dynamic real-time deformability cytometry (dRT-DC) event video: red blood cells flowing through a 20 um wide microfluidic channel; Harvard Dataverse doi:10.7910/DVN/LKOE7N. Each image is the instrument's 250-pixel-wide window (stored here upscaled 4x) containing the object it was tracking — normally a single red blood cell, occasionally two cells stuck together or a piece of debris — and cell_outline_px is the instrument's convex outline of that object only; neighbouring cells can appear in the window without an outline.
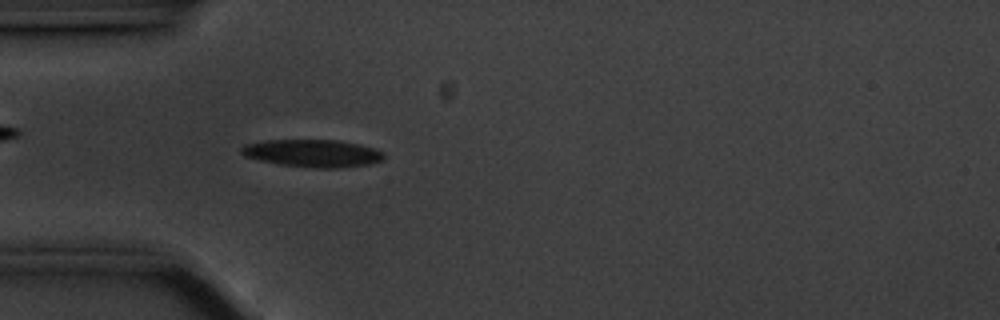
{"species": "common noctule bat (a hibernating species)", "species_latin": "Nyctalus noctula", "temperature_condition": "cold", "stored_images_in_passage": 55, "camera_frame_rate_fps": 3000, "um_per_image_px": 0.085, "animal": {"sex": "male", "body_mass_g": 20.1, "forearm_length_mm": 53.5}, "frame": {"image": 1, "passage_image": 15, "time_ms": 4.667, "image_size_px": [1000, 320], "cell_outline_px": [[384, 160], [368, 164], [340, 168], [316, 168], [280, 164], [260, 160], [244, 156], [240, 152], [240, 148], [244, 144], [264, 140], [340, 140], [360, 144], [376, 148], [384, 152]], "centroid_in_image_um": [26.6, 13.02], "position_along_channel_um": 58.4, "area_um2": 23.06}}
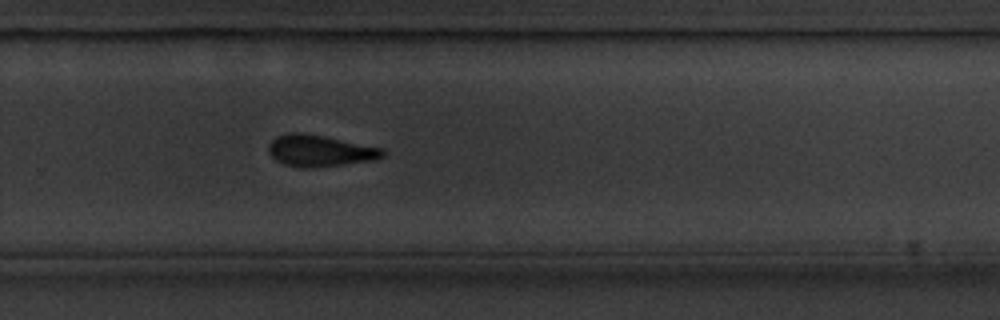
{"frame": {"image": 2, "passage_image": 36, "time_ms": 11.667, "image_size_px": [1000, 320], "cell_outline_px": [[384, 156], [376, 160], [312, 168], [300, 168], [284, 164], [276, 160], [268, 152], [268, 144], [276, 136], [288, 132], [300, 132], [324, 136], [384, 148]], "centroid_in_image_um": [27.18, 12.81], "position_along_channel_um": 302.6, "area_um2": 21.15}}
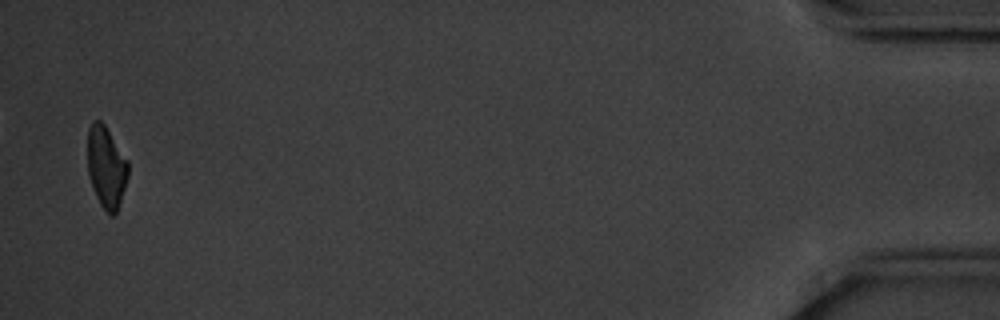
{"frame": {"image": 3, "passage_image": 54, "time_ms": 17.667, "image_size_px": [1000, 320], "cell_outline_px": [[128, 176], [116, 212], [112, 216], [100, 204], [92, 188], [88, 176], [88, 128], [92, 120], [100, 120], [104, 124], [128, 160]], "centroid_in_image_um": [9.02, 14.17], "position_along_channel_um": 426.2, "area_um2": 19.13}, "authors_computed_cell_mechanics": {"area_um2": 21.2126, "velocity_mm_per_s": 3.5255, "shape_relaxation_time_tau1_ms": 2.3843, "shape_relaxation_time_tau2_ms": 5.0969, "deformation_change_tau1": 0.1262, "deformation_change_tau2": 0.1327}}